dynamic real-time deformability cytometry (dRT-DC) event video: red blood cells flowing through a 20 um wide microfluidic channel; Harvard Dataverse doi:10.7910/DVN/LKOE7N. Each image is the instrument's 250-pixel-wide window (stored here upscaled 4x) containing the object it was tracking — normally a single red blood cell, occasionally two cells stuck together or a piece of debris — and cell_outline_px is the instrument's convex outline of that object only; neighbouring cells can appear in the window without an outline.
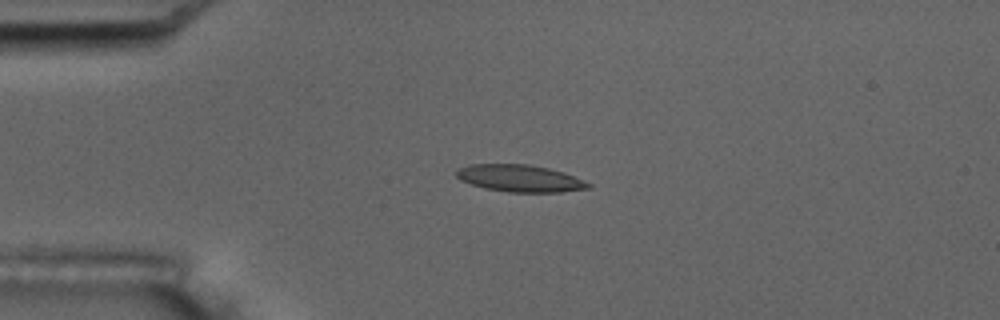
{"species": "common noctule bat (a hibernating species)", "species_latin": "Nyctalus noctula", "temperature_condition": "room temperature", "stored_images_in_passage": 2, "camera_frame_rate_fps": 3000, "um_per_image_px": 0.085, "animal": {"sex": "male", "body_mass_g": 17.5, "forearm_length_mm": 52.3}, "frame": {"image": 1, "passage_image": 1, "time_ms": 0.0, "image_size_px": [1000, 320], "cell_outline_px": [[592, 188], [560, 192], [508, 192], [484, 188], [460, 180], [456, 176], [456, 168], [468, 164], [528, 164], [548, 168], [564, 172], [584, 180], [592, 184]], "centroid_in_image_um": [44.19, 15.15], "position_along_channel_um": 40.8, "area_um2": 20.98}}